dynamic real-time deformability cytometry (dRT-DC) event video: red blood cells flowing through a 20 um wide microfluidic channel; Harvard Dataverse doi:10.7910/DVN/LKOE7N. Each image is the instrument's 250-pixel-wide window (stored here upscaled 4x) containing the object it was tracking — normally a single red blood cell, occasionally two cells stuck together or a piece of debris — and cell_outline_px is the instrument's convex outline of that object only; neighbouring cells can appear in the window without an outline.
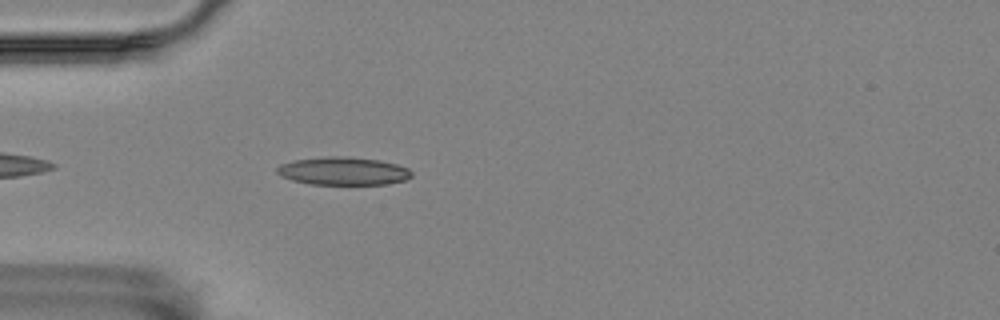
{"species": "Egyptian fruit bat (a non-hibernating species)", "species_latin": "Rousettus aegyptiacus", "temperature_condition": "room temperature", "stored_images_in_passage": 29, "camera_frame_rate_fps": 3000, "um_per_image_px": 0.085, "animal": {"sex": "female"}, "frame": {"image": 1, "passage_image": 4, "time_ms": 1.0, "image_size_px": [1000, 320], "cell_outline_px": [[412, 176], [404, 180], [384, 184], [308, 184], [292, 180], [280, 176], [276, 172], [276, 168], [280, 164], [292, 160], [324, 156], [348, 156], [380, 160], [396, 164], [408, 168], [412, 172]], "centroid_in_image_um": [29.13, 14.52], "position_along_channel_um": 55.9, "area_um2": 22.14}}
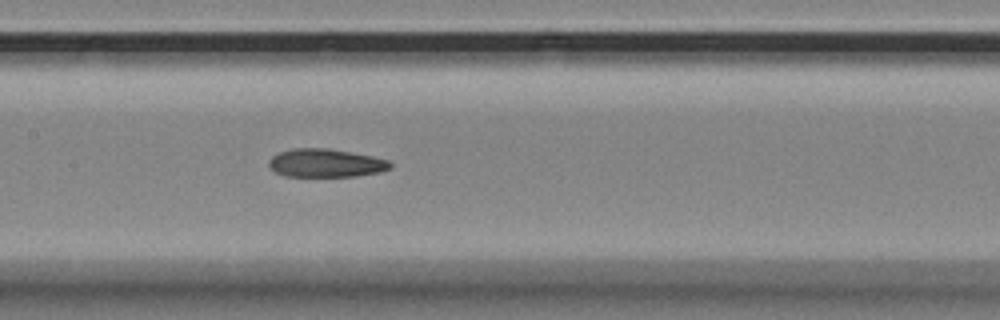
{"frame": {"image": 2, "passage_image": 15, "time_ms": 4.667, "image_size_px": [1000, 320], "cell_outline_px": [[392, 168], [380, 172], [356, 176], [284, 176], [276, 172], [268, 164], [268, 160], [272, 156], [280, 152], [292, 148], [328, 148], [372, 156], [388, 160], [392, 164]], "centroid_in_image_um": [27.69, 13.86], "position_along_channel_um": 179.7, "area_um2": 20.0}}
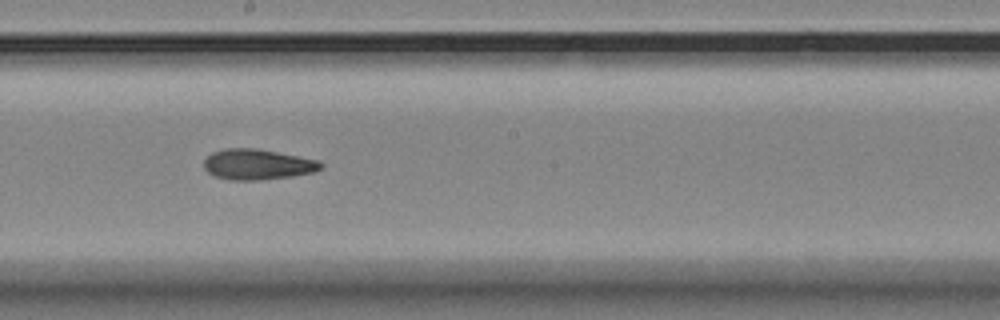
{"frame": {"image": 3, "passage_image": 19, "time_ms": 6.0, "image_size_px": [1000, 320], "cell_outline_px": [[324, 164], [316, 172], [292, 176], [260, 180], [228, 180], [216, 176], [208, 172], [204, 168], [204, 160], [212, 152], [224, 148], [256, 148], [320, 160]], "centroid_in_image_um": [21.9, 13.97], "position_along_channel_um": 226.3, "area_um2": 20.92}}